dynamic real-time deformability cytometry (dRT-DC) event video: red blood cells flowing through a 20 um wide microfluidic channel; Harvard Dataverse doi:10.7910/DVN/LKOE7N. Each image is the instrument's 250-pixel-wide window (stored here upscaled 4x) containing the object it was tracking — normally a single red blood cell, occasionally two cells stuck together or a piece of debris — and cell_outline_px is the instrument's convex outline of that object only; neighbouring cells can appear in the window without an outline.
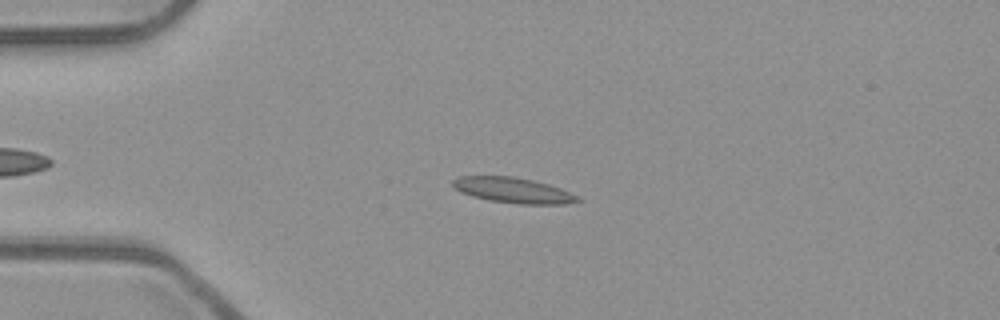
{"species": "common noctule bat (a hibernating species)", "species_latin": "Nyctalus noctula", "temperature_condition": "room temperature", "stored_images_in_passage": 47, "camera_frame_rate_fps": 3000, "um_per_image_px": 0.085, "animal": {"sex": "male", "body_mass_g": 23.1, "forearm_length_mm": 52.7}, "frame": {"image": 1, "passage_image": 14, "time_ms": 4.333, "image_size_px": [1000, 320], "cell_outline_px": [[584, 200], [564, 204], [516, 204], [488, 200], [472, 196], [460, 192], [452, 184], [452, 180], [460, 176], [512, 176], [532, 180], [548, 184], [560, 188], [580, 196]], "centroid_in_image_um": [43.65, 16.18], "position_along_channel_um": 41.4, "area_um2": 18.61}}
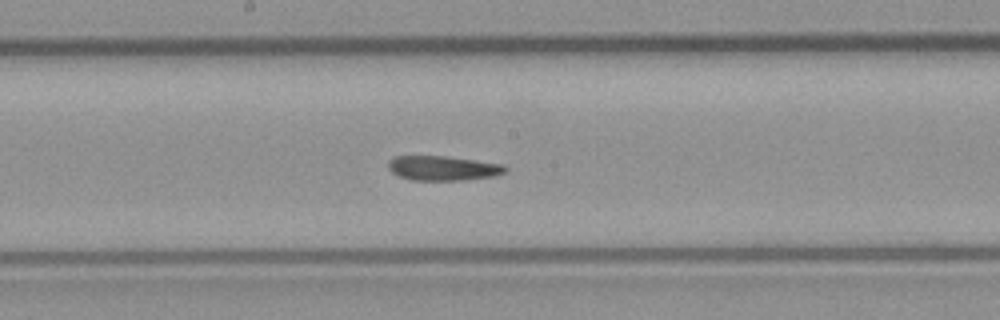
{"frame": {"image": 2, "passage_image": 29, "time_ms": 9.333, "image_size_px": [1000, 320], "cell_outline_px": [[508, 168], [504, 172], [496, 176], [464, 180], [412, 180], [400, 176], [392, 172], [388, 168], [388, 160], [396, 156], [444, 156], [504, 164]], "centroid_in_image_um": [37.66, 14.29], "position_along_channel_um": 210.5, "area_um2": 16.76}}
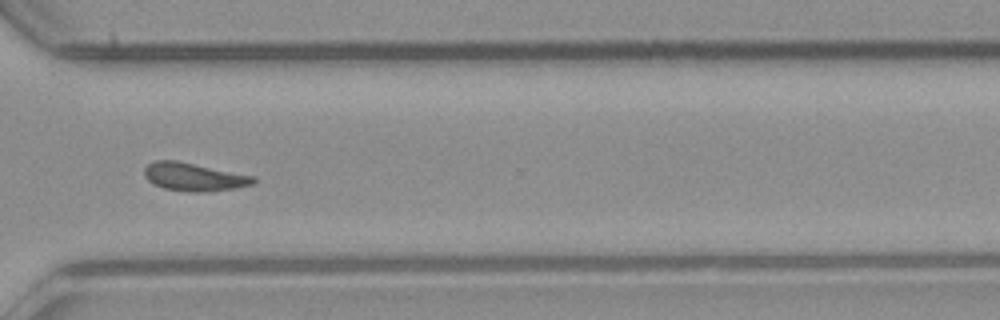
{"frame": {"image": 3, "passage_image": 40, "time_ms": 13.0, "image_size_px": [1000, 320], "cell_outline_px": [[256, 184], [236, 188], [208, 192], [188, 192], [164, 188], [152, 184], [144, 176], [144, 168], [152, 160], [176, 160], [256, 176]], "centroid_in_image_um": [16.5, 15.04], "position_along_channel_um": 354.1, "area_um2": 18.21}, "authors_computed_cell_mechanics": {"area_um2": 17.5712, "velocity_mm_per_s": 3.9312, "shape_relaxation_time_tau1_ms": null, "shape_relaxation_time_tau2_ms": 4.2793, "deformation_change_tau1": null, "deformation_change_tau2": 0.1057}}